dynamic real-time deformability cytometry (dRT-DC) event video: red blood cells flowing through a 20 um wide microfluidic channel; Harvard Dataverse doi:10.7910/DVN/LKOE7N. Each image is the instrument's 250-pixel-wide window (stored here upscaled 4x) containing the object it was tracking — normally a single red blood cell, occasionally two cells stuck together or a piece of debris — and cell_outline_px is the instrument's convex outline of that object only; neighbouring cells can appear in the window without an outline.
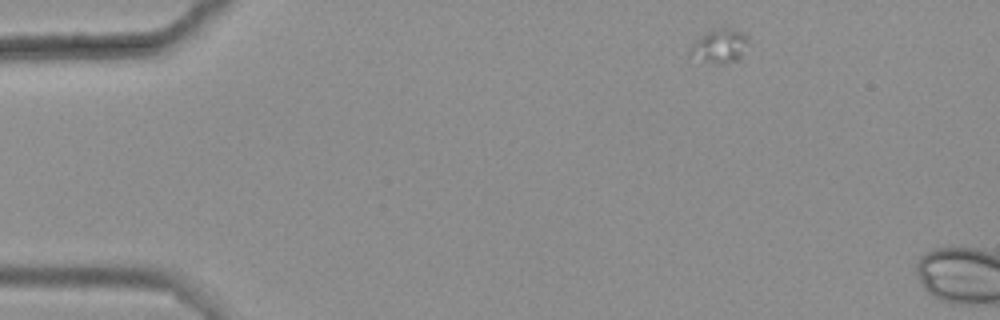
{"species": "common noctule bat (a hibernating species)", "species_latin": "Nyctalus noctula", "temperature_condition": "warm", "stored_images_in_passage": 2, "camera_frame_rate_fps": 3000, "um_per_image_px": 0.085, "animal": {"sex": "female", "body_mass_g": 25.1}, "frame": {"image": 1, "passage_image": 1, "time_ms": 0.0, "image_size_px": [1000, 320], "cell_outline_px": [[748, 40], [740, 60], [720, 64], [688, 60], [688, 48], [700, 36], [712, 28], [732, 28], [748, 36]], "centroid_in_image_um": [61.07, 3.94], "position_along_channel_um": 23.9, "area_um2": 12.02}}